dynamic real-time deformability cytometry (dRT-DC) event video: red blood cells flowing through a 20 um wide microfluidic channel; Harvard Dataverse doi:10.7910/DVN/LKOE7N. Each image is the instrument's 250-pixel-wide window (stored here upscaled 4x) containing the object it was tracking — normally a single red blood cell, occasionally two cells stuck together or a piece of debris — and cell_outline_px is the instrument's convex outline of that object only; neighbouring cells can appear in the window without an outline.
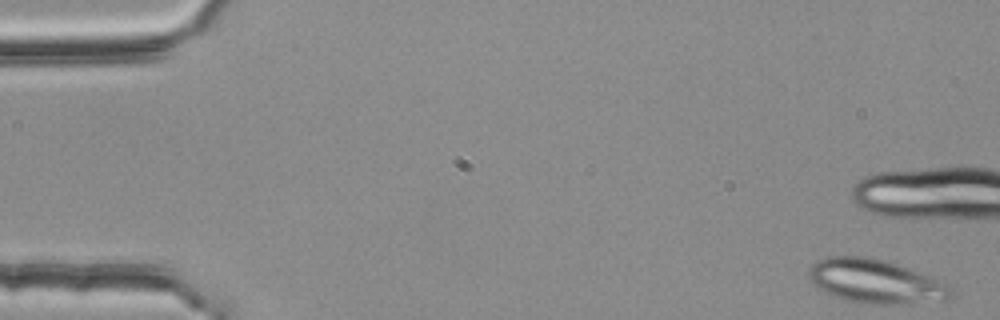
{"species": "common noctule bat (a hibernating species)", "species_latin": "Nyctalus noctula", "temperature_condition": "room temperature", "stored_images_in_passage": 11, "camera_frame_rate_fps": 3000, "um_per_image_px": 0.085, "animal": {"sex": "female", "body_mass_g": 25.1}, "frame": {"image": 1, "passage_image": 1, "time_ms": 0.0, "image_size_px": [1000, 320], "cell_outline_px": [[952, 296], [944, 300], [892, 304], [872, 304], [848, 300], [824, 292], [816, 288], [812, 284], [808, 276], [812, 264], [816, 260], [828, 256], [868, 256], [884, 260], [944, 280], [952, 288]], "centroid_in_image_um": [74.42, 23.9], "position_along_channel_um": 10.6, "area_um2": 36.41}}